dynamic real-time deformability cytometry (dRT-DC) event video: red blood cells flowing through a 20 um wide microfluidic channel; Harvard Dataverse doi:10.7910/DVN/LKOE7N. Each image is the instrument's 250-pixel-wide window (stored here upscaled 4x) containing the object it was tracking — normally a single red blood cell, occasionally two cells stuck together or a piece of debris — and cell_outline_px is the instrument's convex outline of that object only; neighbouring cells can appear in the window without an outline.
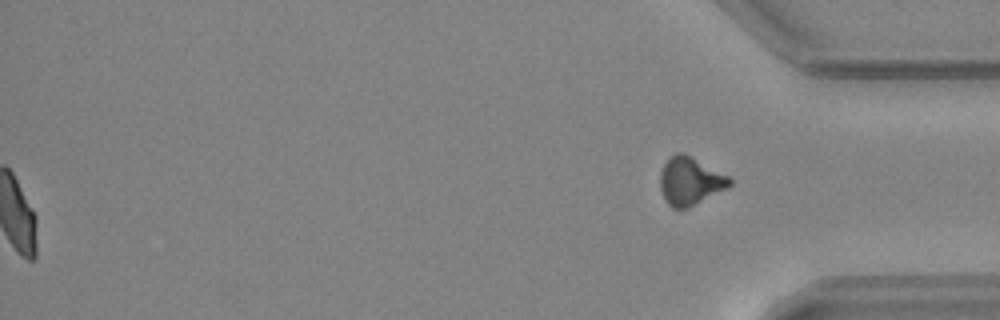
{"species": "common noctule bat (a hibernating species)", "species_latin": "Nyctalus noctula", "temperature_condition": "warm", "stored_images_in_passage": 53, "segment_of_instrument_passage": [2, 2], "camera_frame_rate_fps": 3000, "um_per_image_px": 0.085, "animal": {"sex": "female", "body_mass_g": 24.6, "forearm_length_mm": 56.2}, "frame": {"image": 1, "passage_image": 53, "time_ms": 17.333, "image_size_px": [1000, 320], "cell_outline_px": [[732, 184], [728, 188], [688, 208], [672, 208], [664, 200], [660, 188], [660, 172], [664, 164], [676, 152], [684, 152], [728, 176], [732, 180]], "centroid_in_image_um": [58.65, 15.4], "position_along_channel_um": 376.5, "area_um2": 19.42}}